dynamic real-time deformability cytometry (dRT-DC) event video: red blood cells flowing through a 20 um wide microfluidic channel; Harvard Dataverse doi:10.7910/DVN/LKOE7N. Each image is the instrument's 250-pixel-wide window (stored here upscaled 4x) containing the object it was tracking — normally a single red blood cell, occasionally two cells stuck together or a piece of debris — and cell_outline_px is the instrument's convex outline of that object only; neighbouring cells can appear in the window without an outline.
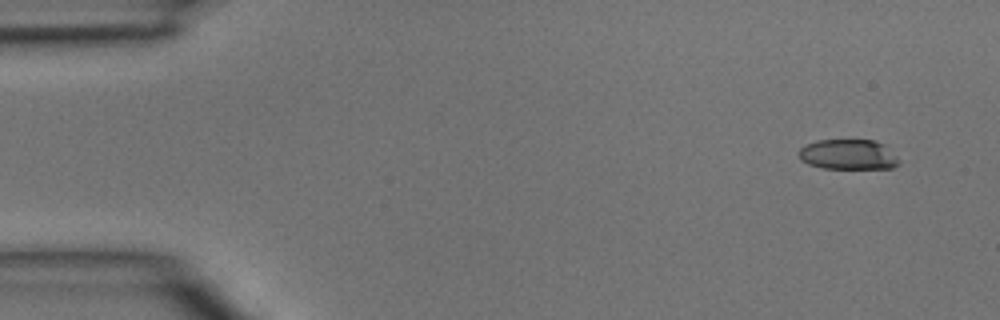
{"species": "common noctule bat (a hibernating species)", "species_latin": "Nyctalus noctula", "temperature_condition": "room temperature", "stored_images_in_passage": 4, "camera_frame_rate_fps": 3000, "um_per_image_px": 0.085, "animal": {"sex": "male", "body_mass_g": 15.6}, "frame": {"image": 1, "passage_image": 1, "time_ms": 0.0, "image_size_px": [1000, 320], "cell_outline_px": [[900, 164], [892, 168], [820, 168], [808, 164], [800, 160], [800, 148], [816, 140], [876, 140], [884, 144], [896, 156]], "centroid_in_image_um": [72.11, 13.13], "position_along_channel_um": 12.9, "area_um2": 17.57}}